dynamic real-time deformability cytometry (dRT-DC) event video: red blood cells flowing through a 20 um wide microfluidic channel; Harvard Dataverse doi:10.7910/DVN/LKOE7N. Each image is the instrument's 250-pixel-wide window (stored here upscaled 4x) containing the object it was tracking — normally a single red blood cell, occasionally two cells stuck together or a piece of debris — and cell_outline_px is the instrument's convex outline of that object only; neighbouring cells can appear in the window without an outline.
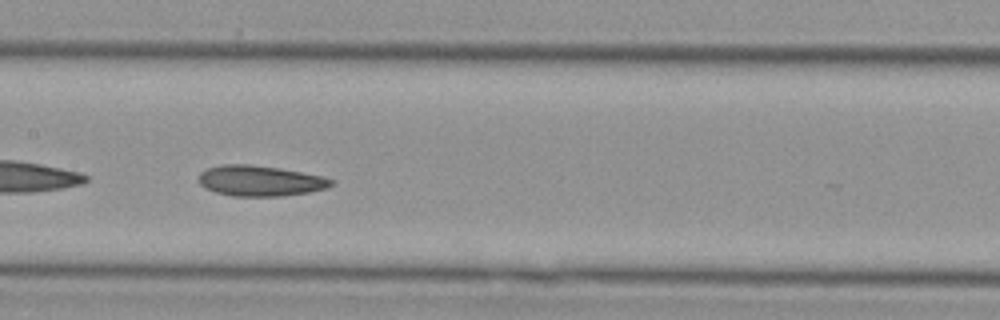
{"species": "Egyptian fruit bat (a non-hibernating species)", "species_latin": "Rousettus aegyptiacus", "temperature_condition": "cold", "stored_images_in_passage": 29, "camera_frame_rate_fps": 3000, "um_per_image_px": 0.085, "animal": {"sex": "female"}, "frame": {"image": 1, "passage_image": 20, "time_ms": 6.333, "image_size_px": [1000, 320], "cell_outline_px": [[336, 180], [332, 184], [324, 188], [308, 192], [280, 196], [232, 196], [216, 192], [200, 184], [200, 172], [208, 168], [224, 164], [248, 164], [280, 168], [324, 176]], "centroid_in_image_um": [22.14, 15.36], "position_along_channel_um": 185.3, "area_um2": 23.41}}